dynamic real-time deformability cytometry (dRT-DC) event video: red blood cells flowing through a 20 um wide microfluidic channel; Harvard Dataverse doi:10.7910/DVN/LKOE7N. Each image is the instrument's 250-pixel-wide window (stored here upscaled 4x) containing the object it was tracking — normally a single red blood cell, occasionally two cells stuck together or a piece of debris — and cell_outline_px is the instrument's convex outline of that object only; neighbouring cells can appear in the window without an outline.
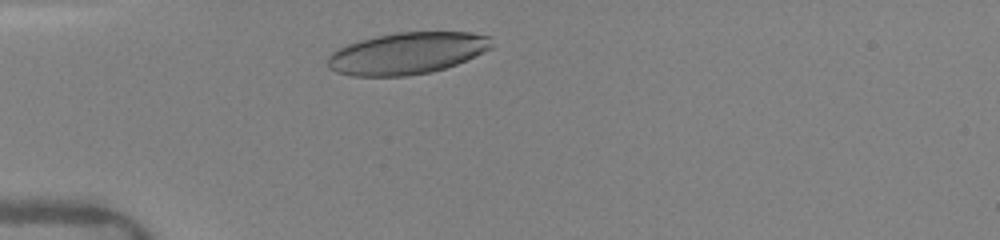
{"species": "human", "species_latin": "Homo sapiens", "temperature_condition": "warm", "stored_images_in_passage": 24, "camera_frame_rate_fps": 3000, "um_per_image_px": 0.085, "donor": {"sex": "female"}, "frame": {"image": 1, "passage_image": 4, "time_ms": 0.667, "image_size_px": [1000, 240], "cell_outline_px": [[492, 48], [456, 64], [432, 72], [404, 76], [352, 76], [336, 72], [328, 68], [328, 56], [332, 52], [348, 44], [360, 40], [376, 36], [396, 32], [472, 32], [492, 36]], "centroid_in_image_um": [34.61, 4.52], "position_along_channel_um": 50.4, "area_um2": 39.94}}
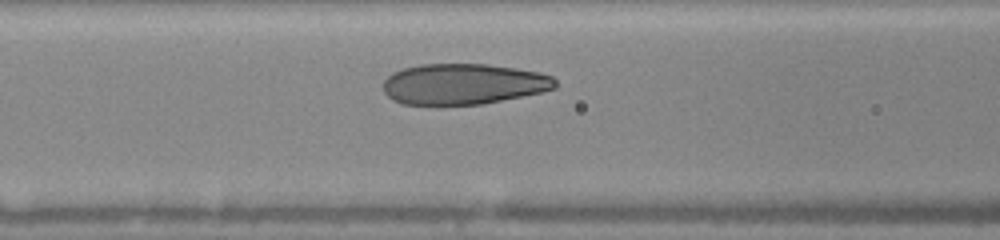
{"frame": {"image": 2, "passage_image": 9, "time_ms": 3.0, "image_size_px": [1000, 240], "cell_outline_px": [[556, 88], [544, 92], [484, 104], [404, 104], [392, 100], [384, 92], [384, 80], [392, 72], [404, 68], [420, 64], [488, 64], [516, 68], [540, 72], [552, 76], [556, 80]], "centroid_in_image_um": [39.42, 7.14], "position_along_channel_um": 127.2, "area_um2": 41.1}}
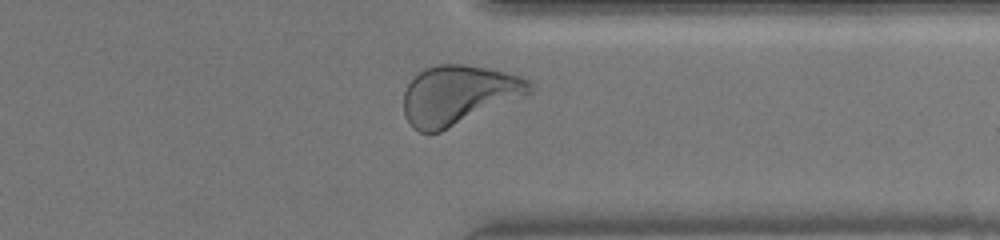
{"frame": {"image": 3, "passage_image": 22, "time_ms": 9.0, "image_size_px": [1000, 240], "cell_outline_px": [[536, 88], [532, 96], [440, 132], [420, 132], [412, 128], [404, 116], [404, 92], [408, 84], [424, 68], [436, 64], [464, 64], [488, 68], [520, 76], [536, 84]], "centroid_in_image_um": [39.08, 8.09], "position_along_channel_um": 372.3, "area_um2": 44.74}, "authors_computed_cell_mechanics": {"area_um2": 41.4137, "velocity_mm_per_s": 4.0857, "shape_relaxation_time_tau1_ms": 3.2379, "shape_relaxation_time_tau2_ms": 0.5946, "deformation_change_tau1": 0.1669, "deformation_change_tau2": 0.0642}}